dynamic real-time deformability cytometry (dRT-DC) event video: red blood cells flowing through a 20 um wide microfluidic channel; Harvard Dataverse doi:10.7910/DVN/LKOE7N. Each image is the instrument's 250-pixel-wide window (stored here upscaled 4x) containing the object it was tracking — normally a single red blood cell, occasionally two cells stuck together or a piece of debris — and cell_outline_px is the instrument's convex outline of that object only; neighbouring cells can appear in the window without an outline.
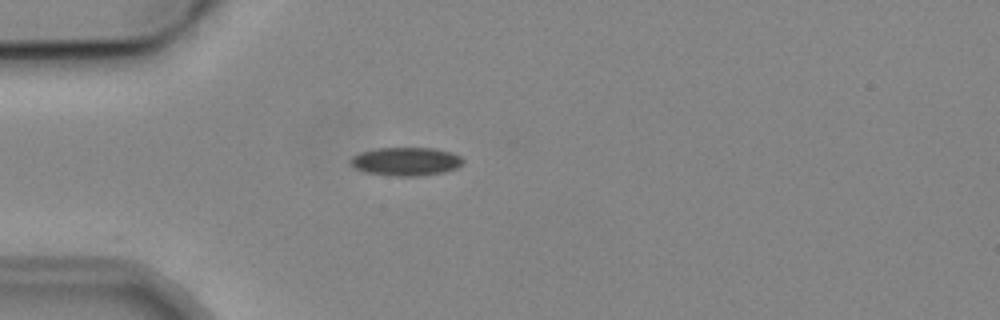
{"species": "common noctule bat (a hibernating species)", "species_latin": "Nyctalus noctula", "temperature_condition": "cold", "stored_images_in_passage": 2, "camera_frame_rate_fps": 3000, "um_per_image_px": 0.085, "animal": {"sex": "male", "body_mass_g": 19.2, "forearm_length_mm": 51.8}, "frame": {"image": 1, "passage_image": 1, "time_ms": 0.0, "image_size_px": [1000, 320], "cell_outline_px": [[464, 160], [456, 168], [440, 172], [416, 176], [392, 176], [364, 172], [356, 168], [352, 164], [352, 156], [360, 152], [376, 148], [432, 148], [452, 152], [460, 156]], "centroid_in_image_um": [34.49, 13.71], "position_along_channel_um": 50.5, "area_um2": 18.38}}